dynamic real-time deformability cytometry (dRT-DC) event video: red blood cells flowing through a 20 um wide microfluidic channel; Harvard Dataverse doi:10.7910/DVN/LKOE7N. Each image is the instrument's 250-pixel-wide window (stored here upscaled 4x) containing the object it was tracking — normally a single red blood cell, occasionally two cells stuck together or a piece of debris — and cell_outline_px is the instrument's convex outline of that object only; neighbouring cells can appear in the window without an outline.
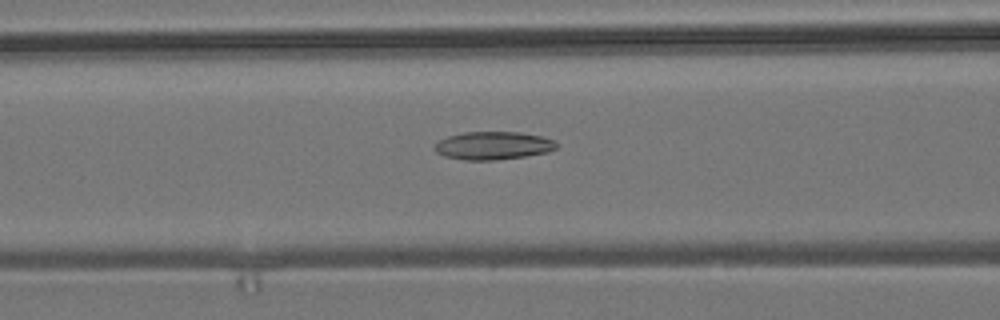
{"species": "common noctule bat (a hibernating species)", "species_latin": "Nyctalus noctula", "temperature_condition": "room temperature", "stored_images_in_passage": 36, "camera_frame_rate_fps": 3000, "um_per_image_px": 0.085, "animal": {"sex": "male", "body_mass_g": 19.2, "forearm_length_mm": 51.8}, "frame": {"image": 1, "passage_image": 10, "time_ms": 3.0, "image_size_px": [1000, 320], "cell_outline_px": [[560, 144], [556, 148], [548, 152], [524, 156], [496, 160], [464, 160], [444, 156], [436, 152], [432, 148], [440, 140], [448, 136], [464, 132], [520, 132], [540, 136], [552, 140]], "centroid_in_image_um": [41.91, 12.38], "position_along_channel_um": 124.7, "area_um2": 19.88}}
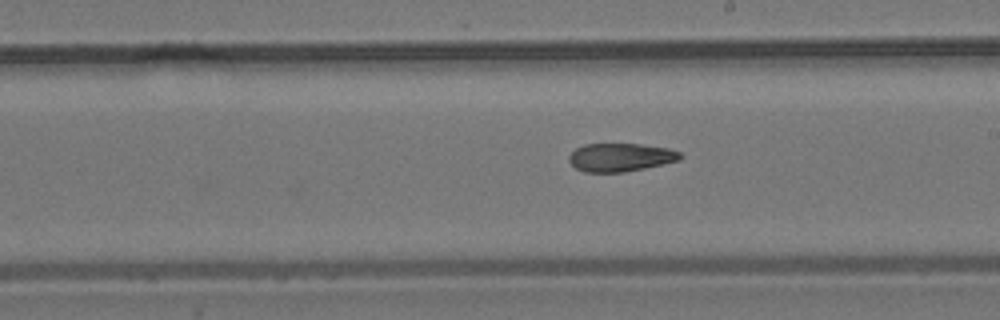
{"frame": {"image": 2, "passage_image": 19, "time_ms": 6.0, "image_size_px": [1000, 320], "cell_outline_px": [[684, 156], [680, 160], [644, 168], [624, 172], [584, 172], [576, 168], [568, 160], [568, 156], [576, 148], [584, 144], [640, 144], [668, 148], [680, 152]], "centroid_in_image_um": [52.74, 13.37], "position_along_channel_um": 236.3, "area_um2": 18.32}}
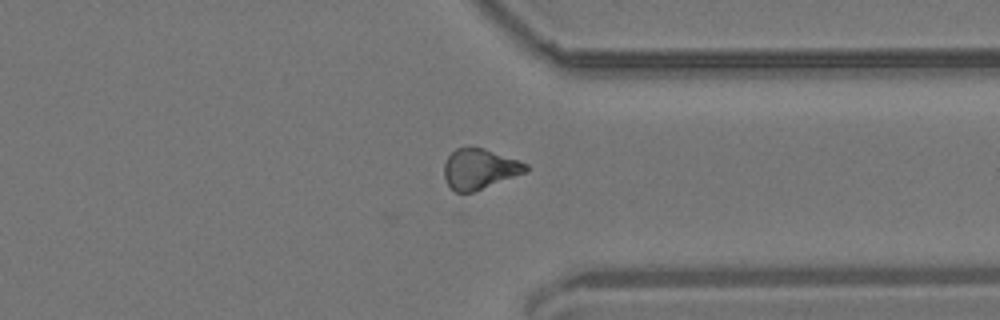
{"frame": {"image": 3, "passage_image": 30, "time_ms": 9.667, "image_size_px": [1000, 320], "cell_outline_px": [[528, 172], [472, 192], [456, 192], [448, 184], [444, 176], [444, 164], [448, 156], [456, 148], [484, 148], [520, 160], [528, 164]], "centroid_in_image_um": [40.8, 14.35], "position_along_channel_um": 370.6, "area_um2": 19.13}, "authors_computed_cell_mechanics": {"area_um2": 19.2474, "velocity_mm_per_s": 3.7229, "shape_relaxation_time_tau1_ms": null, "shape_relaxation_time_tau2_ms": 3.8617, "deformation_change_tau1": null, "deformation_change_tau2": 0.11}}